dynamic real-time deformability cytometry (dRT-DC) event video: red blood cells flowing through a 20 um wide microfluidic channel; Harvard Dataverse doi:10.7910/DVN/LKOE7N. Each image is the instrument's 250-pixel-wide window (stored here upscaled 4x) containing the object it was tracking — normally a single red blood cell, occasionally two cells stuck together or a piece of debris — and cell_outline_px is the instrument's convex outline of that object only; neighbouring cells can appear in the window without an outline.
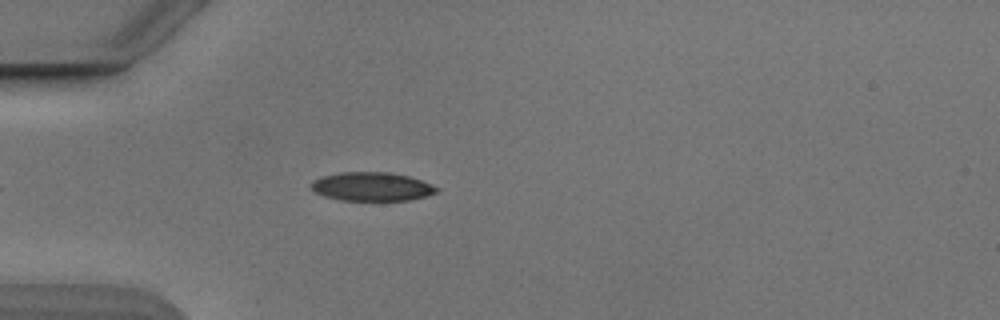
{"species": "Egyptian fruit bat (a non-hibernating species)", "species_latin": "Rousettus aegyptiacus", "temperature_condition": "cold", "stored_images_in_passage": 44, "camera_frame_rate_fps": 3000, "um_per_image_px": 0.085, "animal": {"sex": "male"}, "frame": {"image": 1, "passage_image": 7, "time_ms": 2.0, "image_size_px": [1000, 320], "cell_outline_px": [[440, 188], [436, 192], [424, 196], [408, 200], [340, 200], [324, 196], [316, 192], [312, 188], [312, 184], [316, 180], [324, 176], [340, 172], [388, 172], [408, 176], [420, 180]], "centroid_in_image_um": [31.62, 15.86], "position_along_channel_um": 53.4, "area_um2": 20.58}}
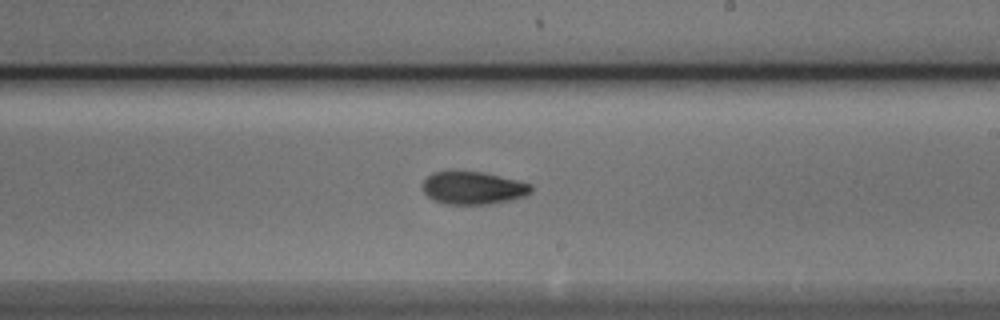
{"frame": {"image": 2, "passage_image": 23, "time_ms": 7.333, "image_size_px": [1000, 320], "cell_outline_px": [[532, 192], [524, 196], [492, 204], [448, 204], [432, 200], [424, 192], [424, 180], [432, 172], [444, 168], [456, 168], [484, 172], [532, 184]], "centroid_in_image_um": [40.16, 15.92], "position_along_channel_um": 248.8, "area_um2": 21.39}}
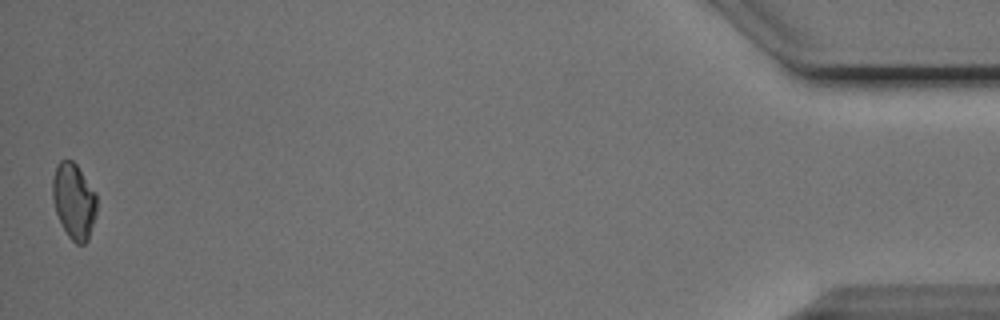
{"frame": {"image": 3, "passage_image": 44, "time_ms": 14.333, "image_size_px": [1000, 320], "cell_outline_px": [[96, 212], [88, 240], [84, 244], [76, 244], [68, 236], [56, 212], [52, 196], [52, 180], [56, 164], [60, 160], [72, 160], [76, 164], [96, 192]], "centroid_in_image_um": [6.27, 17.06], "position_along_channel_um": 428.9, "area_um2": 19.42}, "authors_computed_cell_mechanics": {"area_um2": 20.4323, "velocity_mm_per_s": 3.87, "shape_relaxation_time_tau1_ms": 3.0408, "shape_relaxation_time_tau2_ms": 2.5795, "deformation_change_tau1": 0.1243, "deformation_change_tau2": 0.0735}}